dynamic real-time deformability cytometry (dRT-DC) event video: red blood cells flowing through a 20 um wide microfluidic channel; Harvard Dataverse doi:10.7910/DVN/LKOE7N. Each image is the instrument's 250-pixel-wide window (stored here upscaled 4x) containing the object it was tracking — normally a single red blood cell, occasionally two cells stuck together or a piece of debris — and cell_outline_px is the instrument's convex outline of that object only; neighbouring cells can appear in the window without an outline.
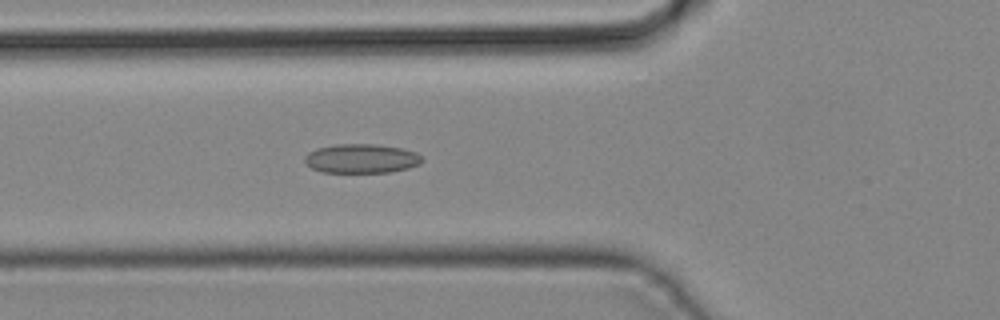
{"species": "common noctule bat (a hibernating species)", "species_latin": "Nyctalus noctula", "temperature_condition": "cold", "stored_images_in_passage": 37, "camera_frame_rate_fps": 3000, "um_per_image_px": 0.085, "animal": {"sex": "male", "body_mass_g": 19.2, "forearm_length_mm": 51.8}, "frame": {"image": 1, "passage_image": 12, "time_ms": 3.667, "image_size_px": [1000, 320], "cell_outline_px": [[424, 160], [420, 164], [408, 168], [392, 172], [320, 172], [312, 168], [304, 160], [304, 156], [308, 152], [316, 148], [336, 144], [376, 144], [400, 148], [416, 152]], "centroid_in_image_um": [30.71, 13.47], "position_along_channel_um": 95.1, "area_um2": 20.0}}
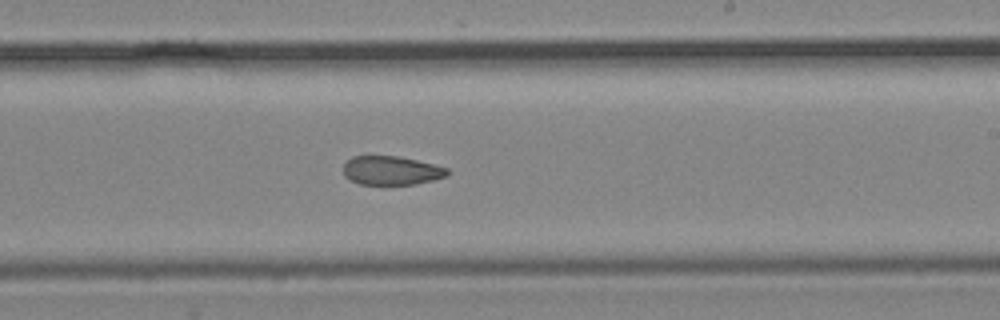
{"frame": {"image": 2, "passage_image": 22, "time_ms": 7.0, "image_size_px": [1000, 320], "cell_outline_px": [[448, 176], [416, 184], [360, 184], [344, 176], [344, 164], [352, 156], [396, 156], [416, 160], [448, 168]], "centroid_in_image_um": [33.26, 14.49], "position_along_channel_um": 255.7, "area_um2": 17.28}}
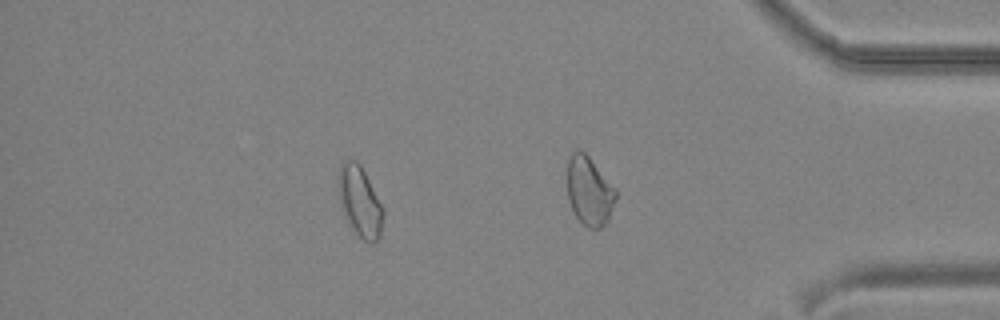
{"frame": {"image": 3, "passage_image": 31, "time_ms": 10.0, "image_size_px": [1000, 320], "cell_outline_px": [[384, 216], [380, 236], [372, 244], [364, 240], [348, 224], [340, 208], [336, 188], [336, 184], [340, 160], [356, 160], [360, 164], [384, 208]], "centroid_in_image_um": [30.54, 17.09], "position_along_channel_um": 404.7, "area_um2": 19.02}}